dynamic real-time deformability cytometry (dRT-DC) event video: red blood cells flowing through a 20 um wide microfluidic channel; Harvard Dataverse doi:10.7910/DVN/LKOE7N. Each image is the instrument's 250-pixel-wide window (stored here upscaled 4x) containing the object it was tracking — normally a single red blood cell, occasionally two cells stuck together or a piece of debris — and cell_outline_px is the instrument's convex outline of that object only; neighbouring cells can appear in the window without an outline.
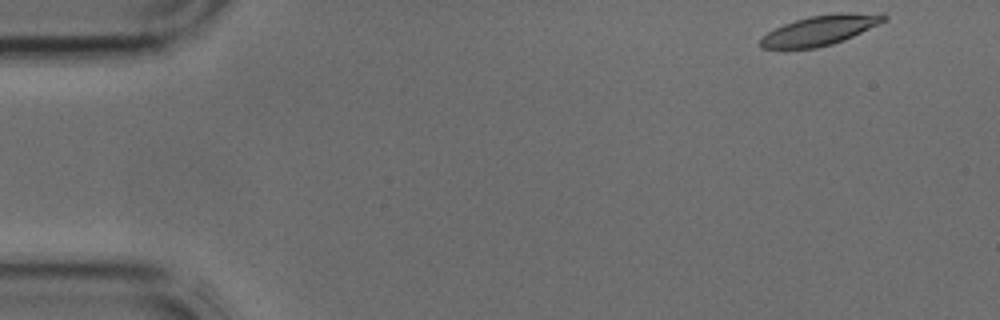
{"species": "common noctule bat (a hibernating species)", "species_latin": "Nyctalus noctula", "temperature_condition": "cold", "stored_images_in_passage": 40, "camera_frame_rate_fps": 3000, "um_per_image_px": 0.085, "animal": {"sex": "male", "body_mass_g": 17.9, "forearm_length_mm": 54.2}, "frame": {"image": 1, "passage_image": 1, "time_ms": 0.0, "image_size_px": [1000, 320], "cell_outline_px": [[888, 20], [880, 24], [844, 40], [832, 44], [816, 48], [760, 48], [760, 40], [768, 32], [784, 24], [796, 20], [812, 16], [840, 12], [884, 12], [888, 16]], "centroid_in_image_um": [69.83, 2.54], "position_along_channel_um": 15.2, "area_um2": 21.62}}
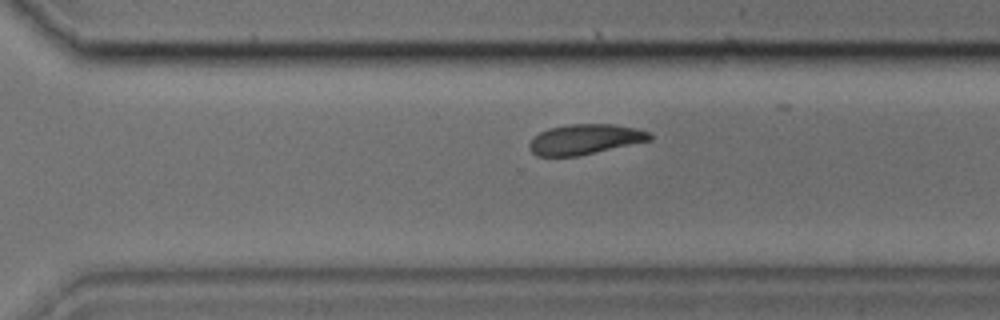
{"frame": {"image": 2, "passage_image": 27, "time_ms": 8.667, "image_size_px": [1000, 320], "cell_outline_px": [[652, 140], [576, 156], [536, 156], [528, 148], [528, 144], [532, 136], [548, 128], [568, 124], [612, 124], [636, 128], [648, 132], [652, 136]], "centroid_in_image_um": [49.67, 11.83], "position_along_channel_um": 320.9, "area_um2": 21.21}}
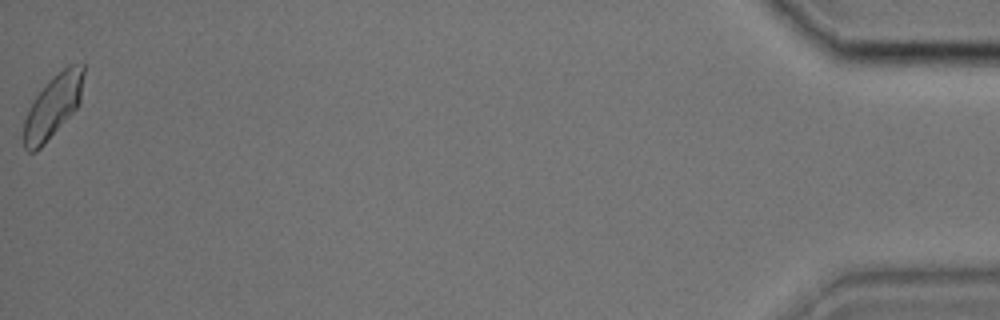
{"frame": {"image": 3, "passage_image": 40, "time_ms": 13.0, "image_size_px": [1000, 320], "cell_outline_px": [[84, 72], [80, 104], [44, 144], [36, 152], [28, 152], [24, 148], [24, 120], [28, 108], [36, 96], [68, 64], [84, 64]], "centroid_in_image_um": [4.51, 9.06], "position_along_channel_um": 430.7, "area_um2": 21.39}}